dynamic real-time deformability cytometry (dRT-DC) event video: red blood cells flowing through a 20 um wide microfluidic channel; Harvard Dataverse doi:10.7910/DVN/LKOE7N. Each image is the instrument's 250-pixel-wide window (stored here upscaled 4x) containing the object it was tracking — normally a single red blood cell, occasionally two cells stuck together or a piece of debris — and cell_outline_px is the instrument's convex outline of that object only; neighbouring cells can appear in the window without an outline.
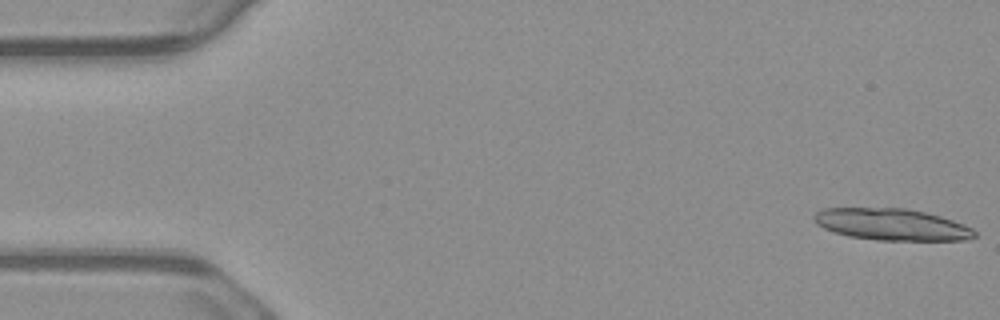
{"species": "common noctule bat (a hibernating species)", "species_latin": "Nyctalus noctula", "temperature_condition": "warm", "stored_images_in_passage": 6, "camera_frame_rate_fps": 3000, "um_per_image_px": 0.085, "animal": {"sex": "male", "body_mass_g": 23.1, "forearm_length_mm": 52.7}, "frame": {"image": 1, "passage_image": 1, "time_ms": 0.0, "image_size_px": [1000, 320], "cell_outline_px": [[976, 236], [968, 240], [876, 240], [848, 236], [824, 228], [816, 224], [812, 216], [816, 212], [824, 208], [908, 208], [940, 216], [964, 224], [972, 228], [976, 232]], "centroid_in_image_um": [75.8, 19.08], "position_along_channel_um": 9.2, "area_um2": 29.65}}
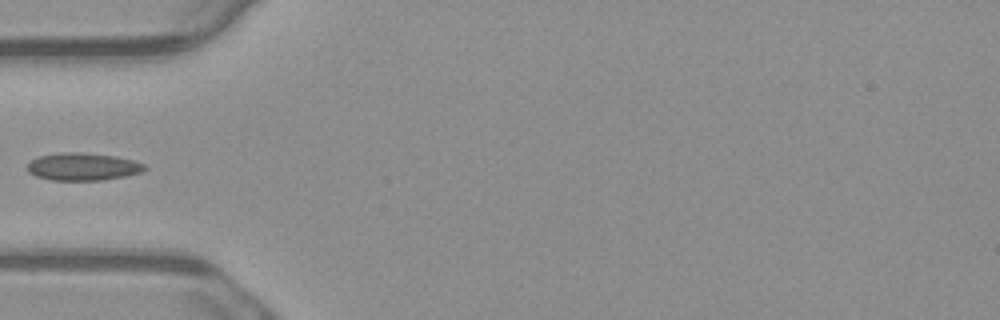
{"frame": {"image": 2, "passage_image": 6, "time_ms": 1.667, "image_size_px": [1000, 320], "cell_outline_px": [[148, 168], [140, 172], [124, 176], [100, 180], [52, 180], [36, 176], [28, 172], [28, 164], [36, 156], [60, 152], [80, 152], [116, 156], [132, 160], [144, 164]], "centroid_in_image_um": [7.02, 14.15], "position_along_channel_um": 78.0, "area_um2": 18.79}}